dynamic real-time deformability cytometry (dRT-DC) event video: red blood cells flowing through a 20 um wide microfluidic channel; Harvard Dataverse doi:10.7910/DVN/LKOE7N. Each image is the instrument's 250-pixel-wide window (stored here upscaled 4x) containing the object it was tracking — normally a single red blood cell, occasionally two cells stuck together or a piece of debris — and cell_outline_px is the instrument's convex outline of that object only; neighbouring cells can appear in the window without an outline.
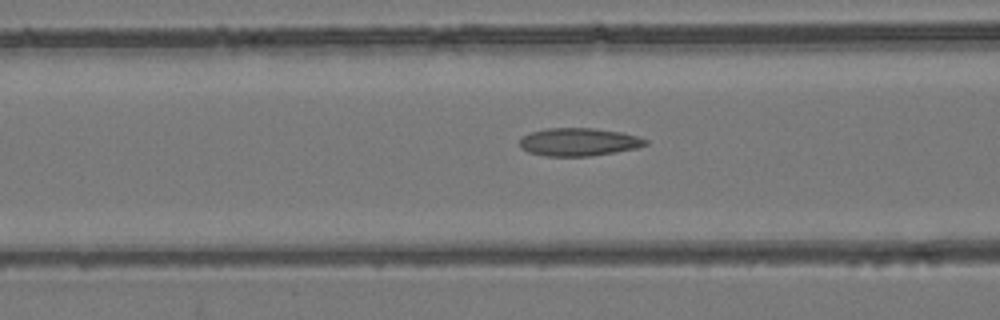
{"species": "common noctule bat (a hibernating species)", "species_latin": "Nyctalus noctula", "temperature_condition": "room temperature", "stored_images_in_passage": 40, "camera_frame_rate_fps": 3000, "um_per_image_px": 0.085, "animal": {"sex": "female", "body_mass_g": 24.6, "forearm_length_mm": 56.2}, "frame": {"image": 1, "passage_image": 15, "time_ms": 4.667, "image_size_px": [1000, 320], "cell_outline_px": [[648, 144], [636, 148], [616, 152], [588, 156], [544, 156], [528, 152], [520, 148], [520, 140], [524, 136], [532, 132], [548, 128], [592, 128], [620, 132], [636, 136], [648, 140]], "centroid_in_image_um": [49.19, 12.07], "position_along_channel_um": 117.4, "area_um2": 20.35}}
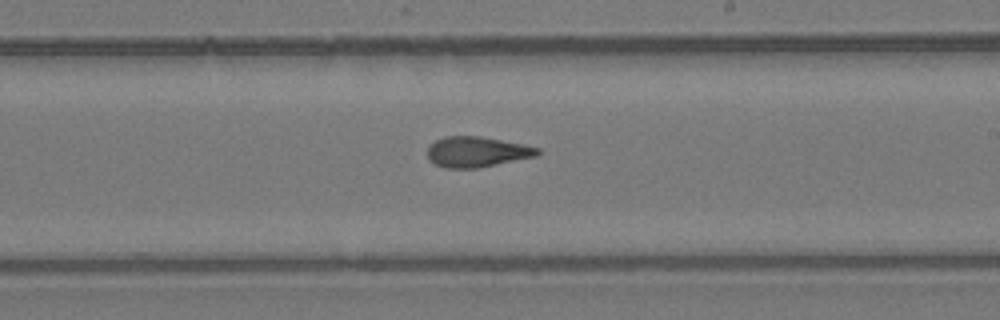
{"frame": {"image": 2, "passage_image": 25, "time_ms": 8.0, "image_size_px": [1000, 320], "cell_outline_px": [[540, 152], [536, 156], [476, 168], [444, 168], [432, 164], [428, 160], [428, 148], [436, 140], [444, 136], [480, 136], [540, 148]], "centroid_in_image_um": [40.48, 12.91], "position_along_channel_um": 248.5, "area_um2": 19.36}}
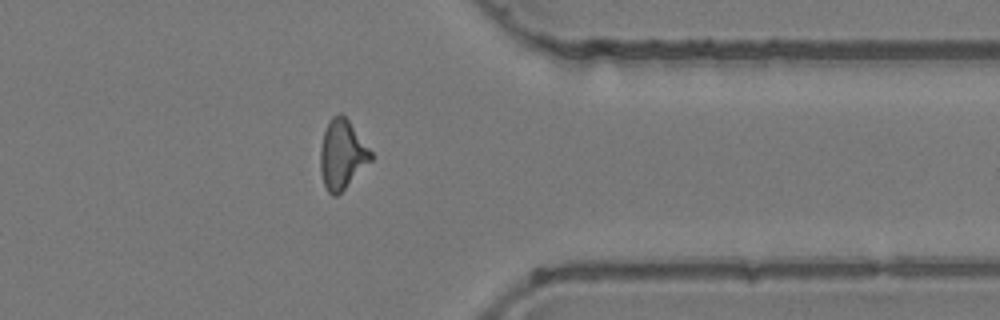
{"frame": {"image": 3, "passage_image": 36, "time_ms": 11.667, "image_size_px": [1000, 320], "cell_outline_px": [[372, 160], [336, 196], [332, 196], [328, 192], [324, 184], [320, 172], [320, 148], [324, 132], [328, 120], [332, 116], [340, 112], [348, 120], [372, 152]], "centroid_in_image_um": [29.05, 13.11], "position_along_channel_um": 382.3, "area_um2": 20.17}, "authors_computed_cell_mechanics": {"area_um2": 20.1433, "velocity_mm_per_s": 3.9275, "shape_relaxation_time_tau1_ms": null, "shape_relaxation_time_tau2_ms": 2.3765, "deformation_change_tau1": null, "deformation_change_tau2": 0.1038}}